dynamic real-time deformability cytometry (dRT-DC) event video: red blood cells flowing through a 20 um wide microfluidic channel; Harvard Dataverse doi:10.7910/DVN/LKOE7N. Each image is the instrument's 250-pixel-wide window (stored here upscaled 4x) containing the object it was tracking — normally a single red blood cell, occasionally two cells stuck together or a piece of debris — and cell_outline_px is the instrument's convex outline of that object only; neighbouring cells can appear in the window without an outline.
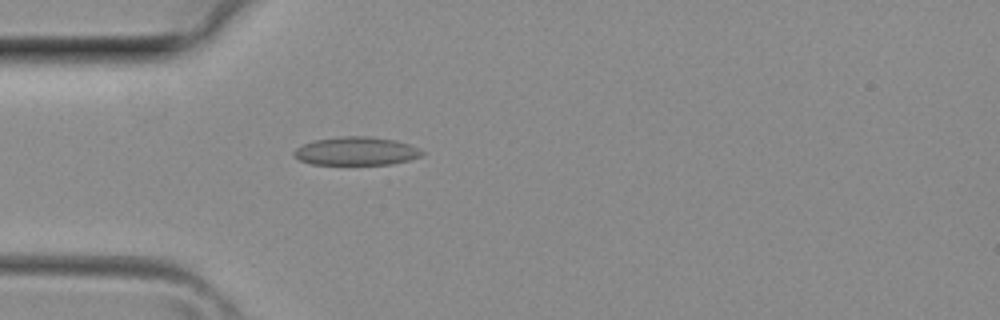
{"species": "common noctule bat (a hibernating species)", "species_latin": "Nyctalus noctula", "temperature_condition": "room temperature", "stored_images_in_passage": 38, "camera_frame_rate_fps": 3000, "um_per_image_px": 0.085, "animal": {"sex": "female", "body_mass_g": 29.2, "forearm_length_mm": 56.3}, "frame": {"image": 1, "passage_image": 11, "time_ms": 3.333, "image_size_px": [1000, 320], "cell_outline_px": [[424, 156], [392, 164], [312, 164], [300, 160], [292, 152], [296, 148], [304, 144], [316, 140], [340, 136], [368, 136], [392, 140], [408, 144], [424, 152]], "centroid_in_image_um": [30.28, 12.85], "position_along_channel_um": 54.7, "area_um2": 20.87}}
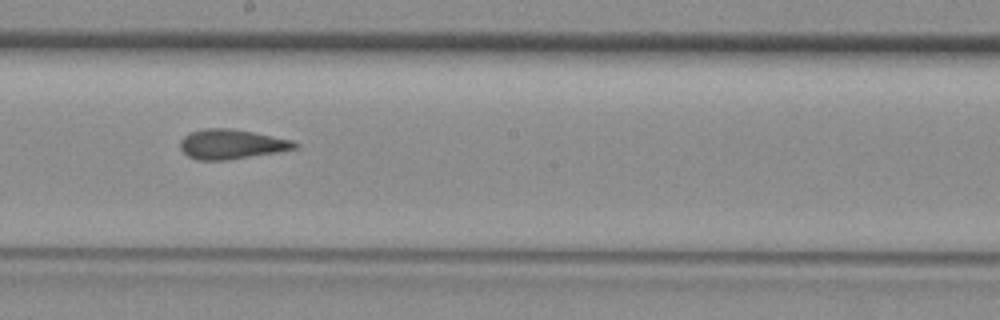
{"frame": {"image": 2, "passage_image": 21, "time_ms": 6.667, "image_size_px": [1000, 320], "cell_outline_px": [[300, 144], [296, 148], [276, 152], [228, 160], [196, 160], [188, 156], [180, 148], [180, 140], [184, 136], [192, 132], [204, 128], [232, 128], [292, 140]], "centroid_in_image_um": [19.65, 12.26], "position_along_channel_um": 228.5, "area_um2": 19.71}}
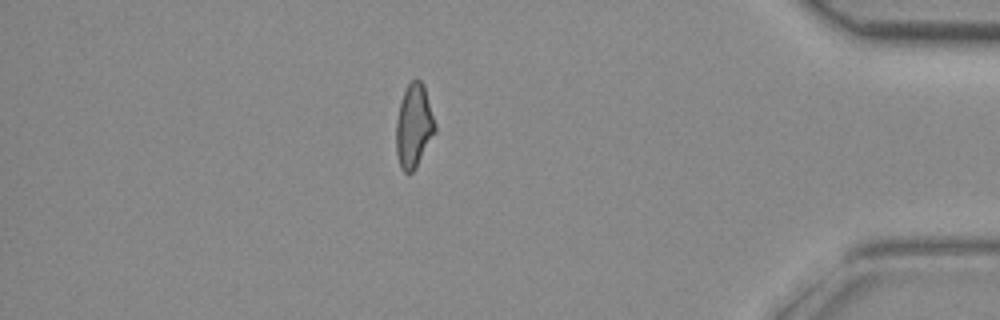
{"frame": {"image": 3, "passage_image": 33, "time_ms": 10.667, "image_size_px": [1000, 320], "cell_outline_px": [[436, 132], [416, 168], [412, 172], [404, 172], [400, 168], [396, 156], [396, 120], [400, 100], [408, 84], [412, 80], [420, 80], [424, 84], [436, 124]], "centroid_in_image_um": [35.17, 10.72], "position_along_channel_um": 400.0, "area_um2": 19.25}}